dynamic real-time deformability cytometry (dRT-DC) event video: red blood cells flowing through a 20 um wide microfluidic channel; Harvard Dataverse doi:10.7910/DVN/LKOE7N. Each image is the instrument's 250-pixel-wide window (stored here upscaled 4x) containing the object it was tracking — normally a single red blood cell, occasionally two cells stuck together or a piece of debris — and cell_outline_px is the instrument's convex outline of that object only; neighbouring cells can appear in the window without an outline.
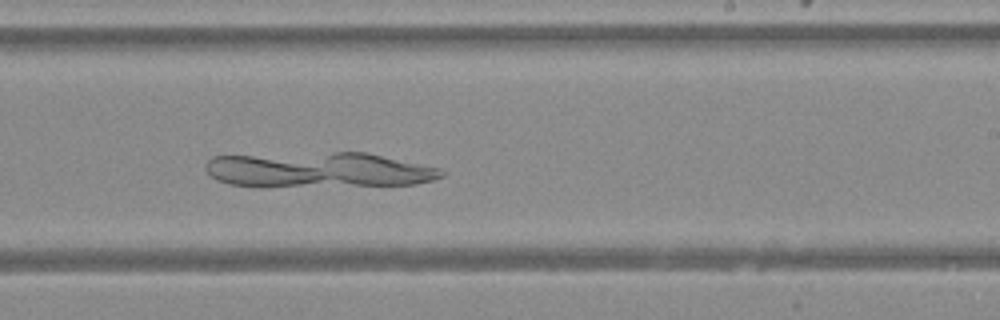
{"species": "Egyptian fruit bat (a non-hibernating species)", "species_latin": "Rousettus aegyptiacus", "temperature_condition": "warm", "stored_images_in_passage": 35, "camera_frame_rate_fps": 3000, "um_per_image_px": 0.085, "animal": {"sex": "female"}, "frame": {"image": 1, "passage_image": 16, "time_ms": 5.0, "image_size_px": [1000, 320], "cell_outline_px": [[448, 172], [444, 176], [432, 180], [416, 184], [256, 188], [228, 184], [212, 176], [208, 172], [204, 164], [212, 156], [336, 152], [364, 152], [444, 168]], "centroid_in_image_um": [27.11, 14.46], "position_along_channel_um": 261.9, "area_um2": 49.48}}